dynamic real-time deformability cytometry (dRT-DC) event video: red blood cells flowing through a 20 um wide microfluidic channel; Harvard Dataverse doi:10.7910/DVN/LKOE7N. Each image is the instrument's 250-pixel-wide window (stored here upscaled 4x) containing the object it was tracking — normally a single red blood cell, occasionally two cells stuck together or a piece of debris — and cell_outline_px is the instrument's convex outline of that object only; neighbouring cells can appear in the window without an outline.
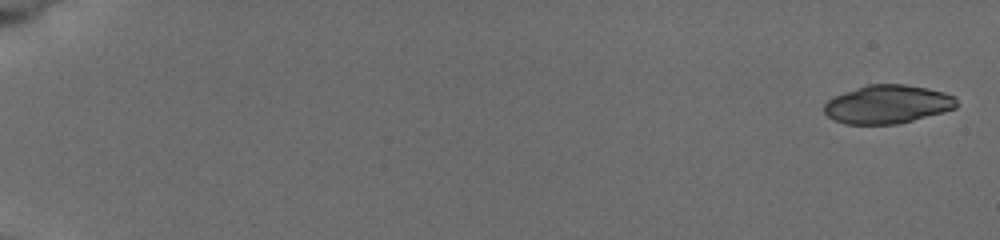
{"species": "common noctule bat (a hibernating species)", "species_latin": "Nyctalus noctula", "temperature_condition": "cold", "stored_images_in_passage": 11, "camera_frame_rate_fps": 3000, "um_per_image_px": 0.085, "animal": {"sex": "female", "body_mass_g": 19.5, "forearm_length_mm": 54.1}, "frame": {"image": 1, "passage_image": 1, "time_ms": 0.0, "image_size_px": [1000, 240], "cell_outline_px": [[956, 108], [944, 112], [896, 124], [844, 124], [832, 120], [824, 112], [824, 104], [828, 100], [844, 92], [868, 84], [904, 84], [928, 88], [944, 92], [956, 96]], "centroid_in_image_um": [75.44, 8.86], "position_along_channel_um": 9.6, "area_um2": 29.71}}
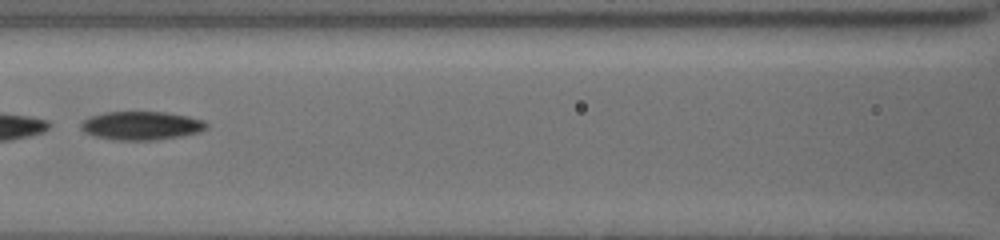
{"frame": {"image": 2, "passage_image": 10, "time_ms": 9.0, "image_size_px": [1000, 240], "cell_outline_px": [[208, 128], [200, 132], [180, 136], [156, 140], [112, 140], [96, 136], [84, 132], [80, 128], [80, 124], [88, 116], [104, 112], [164, 112], [188, 116], [204, 120], [208, 124]], "centroid_in_image_um": [12.01, 10.68], "position_along_channel_um": 154.6, "area_um2": 21.04}}
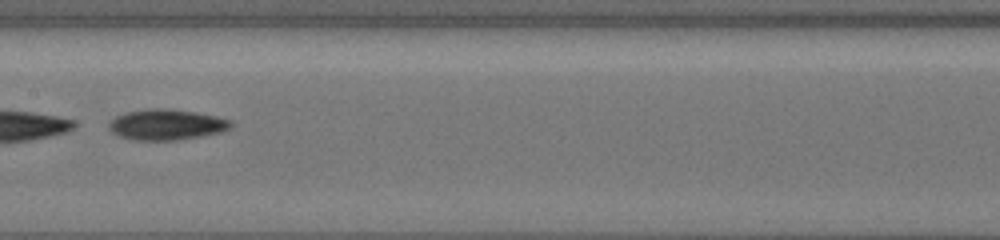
{"frame": {"image": 3, "passage_image": 11, "time_ms": 10.0, "image_size_px": [1000, 240], "cell_outline_px": [[232, 124], [228, 128], [220, 132], [200, 136], [176, 140], [136, 140], [120, 136], [112, 132], [108, 128], [108, 124], [116, 116], [124, 112], [148, 108], [164, 108], [196, 112], [216, 116], [232, 120]], "centroid_in_image_um": [14.12, 10.58], "position_along_channel_um": 193.3, "area_um2": 21.73}}